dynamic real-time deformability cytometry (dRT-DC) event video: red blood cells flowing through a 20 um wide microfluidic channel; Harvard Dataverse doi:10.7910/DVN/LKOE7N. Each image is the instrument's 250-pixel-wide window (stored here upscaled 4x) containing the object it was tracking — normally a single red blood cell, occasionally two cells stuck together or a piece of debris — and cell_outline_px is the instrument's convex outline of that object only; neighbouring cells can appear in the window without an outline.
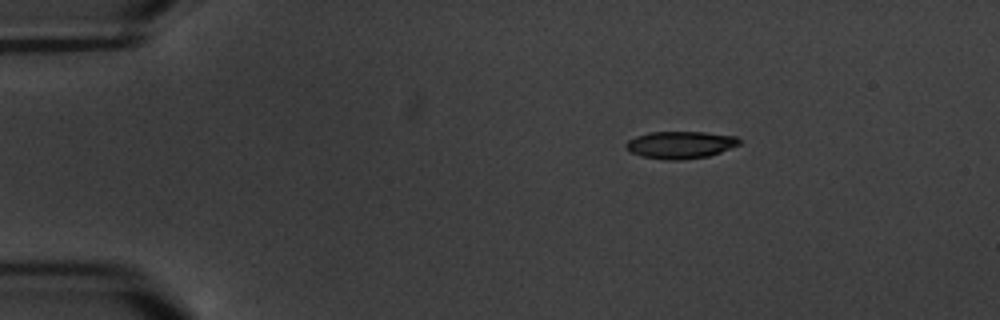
{"species": "common noctule bat (a hibernating species)", "species_latin": "Nyctalus noctula", "temperature_condition": "warm", "stored_images_in_passage": 4, "camera_frame_rate_fps": 3000, "um_per_image_px": 0.085, "animal": {"sex": "male", "body_mass_g": 20.1, "forearm_length_mm": 53.5}, "frame": {"image": 1, "passage_image": 2, "time_ms": 1.333, "image_size_px": [1000, 320], "cell_outline_px": [[744, 140], [740, 144], [720, 152], [708, 156], [680, 160], [664, 160], [640, 156], [632, 152], [624, 144], [628, 140], [636, 136], [652, 132], [704, 132], [736, 136]], "centroid_in_image_um": [57.86, 12.31], "position_along_channel_um": 27.1, "area_um2": 18.03}}